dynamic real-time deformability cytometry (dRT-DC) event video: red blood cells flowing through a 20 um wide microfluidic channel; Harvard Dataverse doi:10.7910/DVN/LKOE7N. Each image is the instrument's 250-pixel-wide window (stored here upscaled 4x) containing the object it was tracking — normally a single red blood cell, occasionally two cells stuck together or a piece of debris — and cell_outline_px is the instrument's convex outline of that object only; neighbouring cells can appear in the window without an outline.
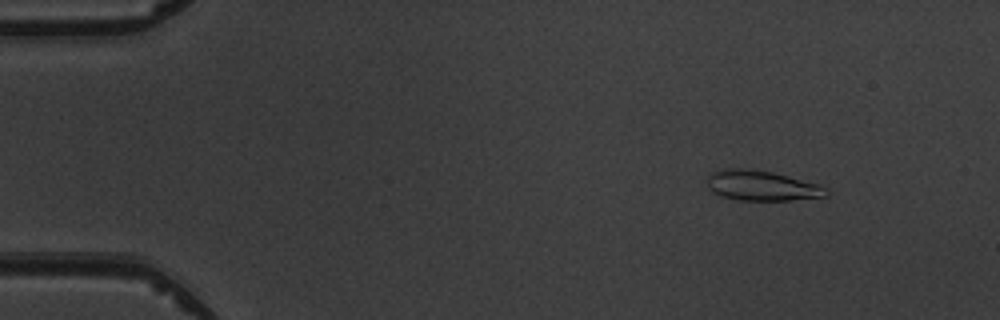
{"species": "common noctule bat (a hibernating species)", "species_latin": "Nyctalus noctula", "temperature_condition": "warm", "stored_images_in_passage": 4, "camera_frame_rate_fps": 3000, "um_per_image_px": 0.085, "animal": {"sex": "male", "body_mass_g": 19.5, "forearm_length_mm": 54.6}, "frame": {"image": 1, "passage_image": 2, "time_ms": 1.0, "image_size_px": [1000, 320], "cell_outline_px": [[828, 196], [792, 200], [736, 200], [720, 196], [712, 192], [708, 188], [708, 176], [712, 172], [724, 168], [748, 168], [772, 172], [820, 184], [828, 188]], "centroid_in_image_um": [64.75, 15.78], "position_along_channel_um": 20.2, "area_um2": 21.15}}